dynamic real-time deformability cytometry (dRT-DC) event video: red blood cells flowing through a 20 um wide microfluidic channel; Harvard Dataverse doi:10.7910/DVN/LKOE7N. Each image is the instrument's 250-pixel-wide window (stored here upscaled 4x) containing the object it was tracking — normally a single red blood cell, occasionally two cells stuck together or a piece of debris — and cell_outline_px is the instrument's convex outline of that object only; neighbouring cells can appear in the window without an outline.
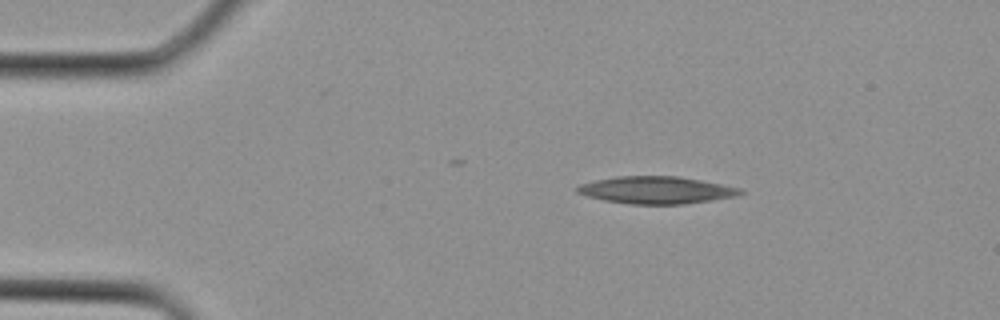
{"species": "Egyptian fruit bat (a non-hibernating species)", "species_latin": "Rousettus aegyptiacus", "temperature_condition": "cold", "stored_images_in_passage": 3, "camera_frame_rate_fps": 3000, "um_per_image_px": 0.085, "animal": {"sex": "female"}, "frame": {"image": 1, "passage_image": 3, "time_ms": 0.667, "image_size_px": [1000, 320], "cell_outline_px": [[744, 192], [736, 196], [712, 200], [684, 204], [632, 204], [604, 200], [588, 196], [576, 192], [576, 188], [580, 184], [596, 180], [616, 176], [680, 176], [740, 188]], "centroid_in_image_um": [55.78, 16.15], "position_along_channel_um": 29.2, "area_um2": 25.72}}